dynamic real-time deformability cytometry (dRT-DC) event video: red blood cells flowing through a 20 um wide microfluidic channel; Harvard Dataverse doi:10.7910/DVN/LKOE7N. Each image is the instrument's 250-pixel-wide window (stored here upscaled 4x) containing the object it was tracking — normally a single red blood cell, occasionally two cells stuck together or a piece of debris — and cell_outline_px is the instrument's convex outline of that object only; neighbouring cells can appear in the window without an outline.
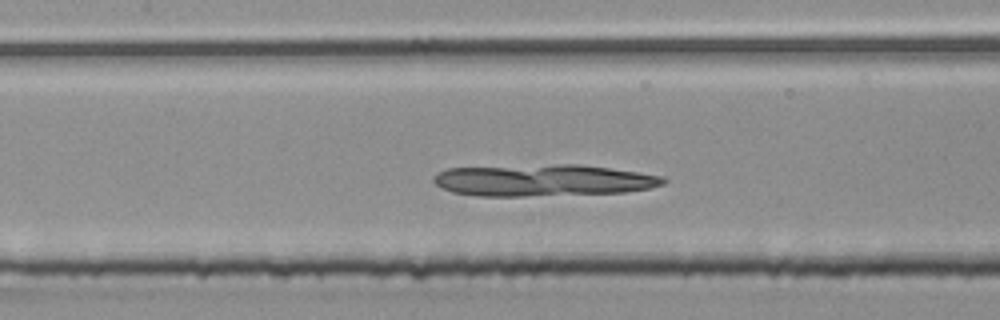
{"species": "common noctule bat (a hibernating species)", "species_latin": "Nyctalus noctula", "temperature_condition": "room temperature", "stored_images_in_passage": 48, "camera_frame_rate_fps": 3000, "um_per_image_px": 0.085, "animal": {"sex": "male", "body_mass_g": 20.4}, "frame": {"image": 1, "passage_image": 19, "time_ms": 6.0, "image_size_px": [1000, 320], "cell_outline_px": [[668, 180], [664, 184], [652, 188], [624, 192], [524, 196], [476, 196], [452, 192], [440, 188], [432, 180], [432, 176], [436, 172], [448, 168], [556, 164], [580, 164], [664, 176]], "centroid_in_image_um": [46.13, 15.32], "position_along_channel_um": 161.3, "area_um2": 42.66}}
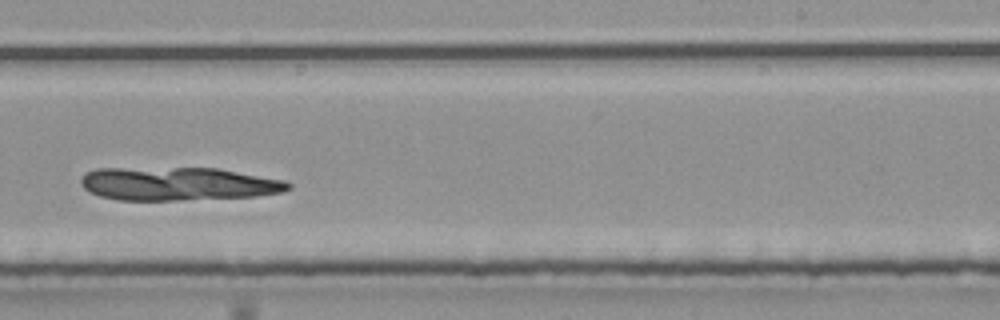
{"frame": {"image": 2, "passage_image": 28, "time_ms": 9.0, "image_size_px": [1000, 320], "cell_outline_px": [[292, 188], [280, 192], [256, 196], [176, 200], [120, 200], [100, 196], [88, 192], [80, 184], [80, 176], [84, 172], [96, 168], [216, 168], [284, 180], [292, 184]], "centroid_in_image_um": [15.07, 15.62], "position_along_channel_um": 273.9, "area_um2": 40.34}}
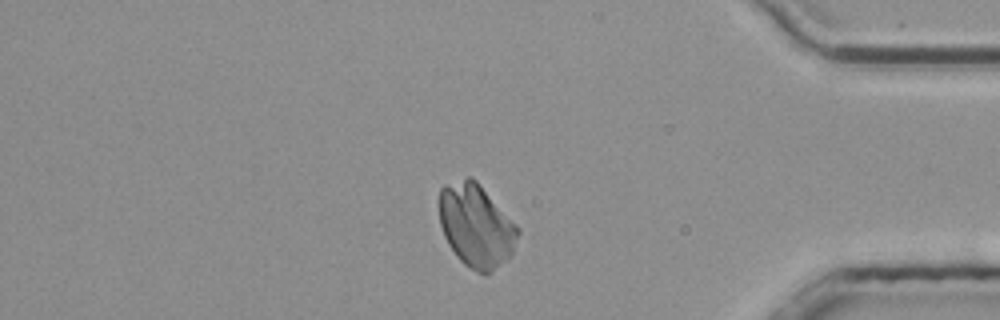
{"frame": {"image": 3, "passage_image": 40, "time_ms": 13.0, "image_size_px": [1000, 320], "cell_outline_px": [[520, 232], [512, 252], [488, 276], [484, 276], [468, 268], [456, 256], [448, 244], [444, 236], [440, 224], [440, 188], [444, 184], [468, 176], [472, 176], [476, 180], [520, 228]], "centroid_in_image_um": [40.46, 19.19], "position_along_channel_um": 394.7, "area_um2": 38.26}}